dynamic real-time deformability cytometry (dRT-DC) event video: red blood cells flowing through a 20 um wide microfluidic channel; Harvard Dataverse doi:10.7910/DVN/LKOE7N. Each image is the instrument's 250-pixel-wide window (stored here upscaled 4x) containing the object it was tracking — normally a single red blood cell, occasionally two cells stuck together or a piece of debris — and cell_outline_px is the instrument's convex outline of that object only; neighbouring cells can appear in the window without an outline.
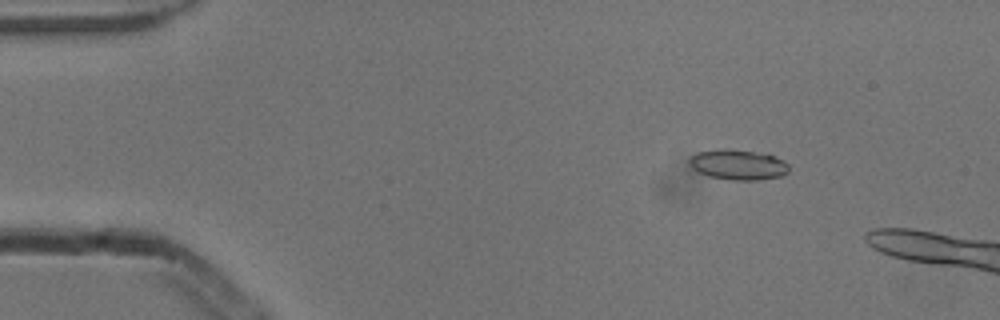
{"species": "common noctule bat (a hibernating species)", "species_latin": "Nyctalus noctula", "temperature_condition": "cold", "stored_images_in_passage": 17, "camera_frame_rate_fps": 3000, "um_per_image_px": 0.085, "animal": {"sex": "male", "body_mass_g": 13.3}, "frame": {"image": 1, "passage_image": 8, "time_ms": 2.333, "image_size_px": [1000, 320], "cell_outline_px": [[788, 172], [780, 176], [760, 180], [732, 180], [708, 176], [692, 168], [688, 160], [696, 152], [716, 148], [728, 148], [768, 152], [784, 160], [788, 164]], "centroid_in_image_um": [62.76, 13.96], "position_along_channel_um": 22.2, "area_um2": 18.09}}